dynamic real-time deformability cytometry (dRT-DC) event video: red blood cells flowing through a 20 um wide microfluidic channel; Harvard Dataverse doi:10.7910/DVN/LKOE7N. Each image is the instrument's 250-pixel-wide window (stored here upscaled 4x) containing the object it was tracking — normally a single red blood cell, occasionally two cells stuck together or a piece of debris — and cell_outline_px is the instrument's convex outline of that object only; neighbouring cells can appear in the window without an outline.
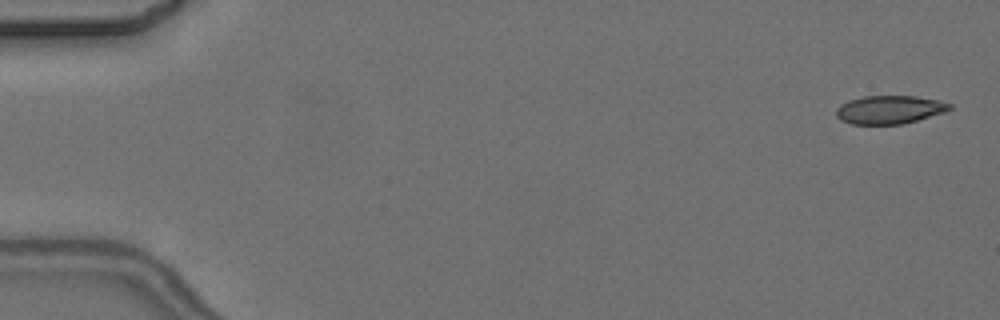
{"species": "common noctule bat (a hibernating species)", "species_latin": "Nyctalus noctula", "temperature_condition": "cold", "stored_images_in_passage": 5, "camera_frame_rate_fps": 3000, "um_per_image_px": 0.085, "animal": {"sex": "female", "body_mass_g": 24.6, "forearm_length_mm": 56.2}, "frame": {"image": 1, "passage_image": 1, "time_ms": 0.0, "image_size_px": [1000, 320], "cell_outline_px": [[952, 108], [944, 112], [904, 124], [852, 124], [840, 120], [836, 116], [836, 108], [840, 104], [848, 100], [864, 96], [916, 96], [936, 100], [952, 104]], "centroid_in_image_um": [75.58, 9.32], "position_along_channel_um": 9.4, "area_um2": 18.73}}
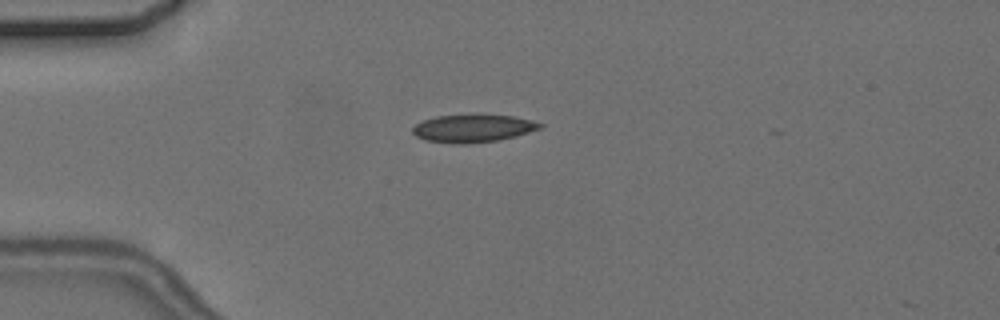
{"frame": {"image": 2, "passage_image": 4, "time_ms": 4.333, "image_size_px": [1000, 320], "cell_outline_px": [[544, 124], [540, 128], [516, 136], [500, 140], [464, 144], [452, 144], [424, 140], [416, 136], [412, 132], [412, 128], [416, 124], [424, 120], [436, 116], [476, 112], [512, 116], [532, 120]], "centroid_in_image_um": [40.19, 10.88], "position_along_channel_um": 44.8, "area_um2": 21.33}}